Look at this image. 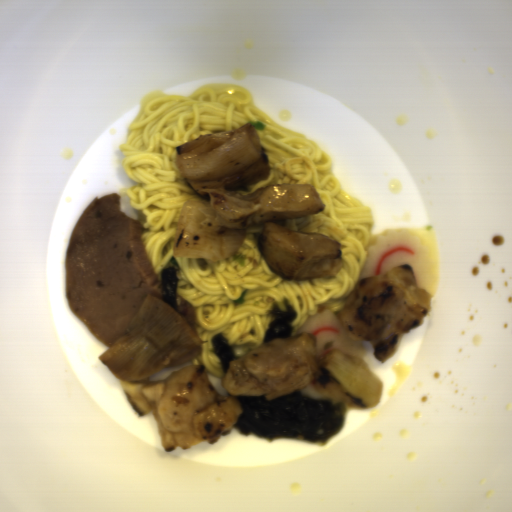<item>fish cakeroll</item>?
<instances>
[{
  "instance_id": "2",
  "label": "fish cake roll",
  "mask_w": 512,
  "mask_h": 512,
  "mask_svg": "<svg viewBox=\"0 0 512 512\" xmlns=\"http://www.w3.org/2000/svg\"><path fill=\"white\" fill-rule=\"evenodd\" d=\"M338 316L329 307L320 309L299 327L296 336L306 333L313 339L317 362L332 350H340L351 357H359L364 361L369 342L350 338Z\"/></svg>"
},
{
  "instance_id": "3",
  "label": "fish cake roll",
  "mask_w": 512,
  "mask_h": 512,
  "mask_svg": "<svg viewBox=\"0 0 512 512\" xmlns=\"http://www.w3.org/2000/svg\"><path fill=\"white\" fill-rule=\"evenodd\" d=\"M301 389L303 394H306L313 399H333L317 392L314 380Z\"/></svg>"
},
{
  "instance_id": "1",
  "label": "fish cake roll",
  "mask_w": 512,
  "mask_h": 512,
  "mask_svg": "<svg viewBox=\"0 0 512 512\" xmlns=\"http://www.w3.org/2000/svg\"><path fill=\"white\" fill-rule=\"evenodd\" d=\"M409 264L418 287L432 290L433 259L427 246L410 230H386L373 236L368 244L361 280L370 275H385L392 269Z\"/></svg>"
}]
</instances>
